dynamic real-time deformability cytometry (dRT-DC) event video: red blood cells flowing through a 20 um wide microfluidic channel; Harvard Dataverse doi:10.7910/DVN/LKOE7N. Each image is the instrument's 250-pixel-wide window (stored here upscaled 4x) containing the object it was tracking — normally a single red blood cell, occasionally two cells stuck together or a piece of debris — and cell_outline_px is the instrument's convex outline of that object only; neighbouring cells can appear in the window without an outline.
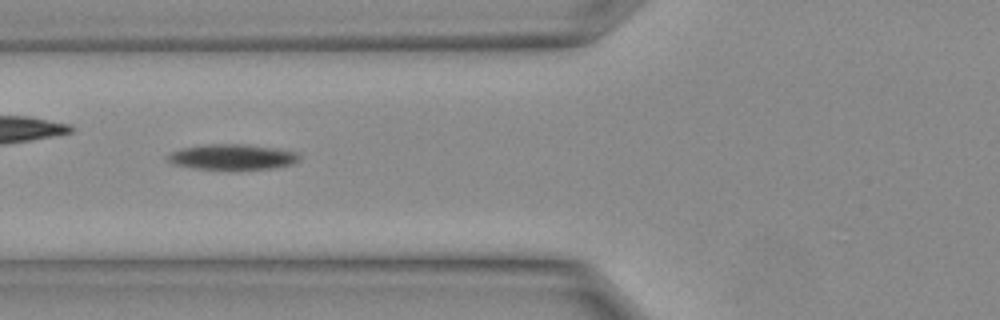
{"species": "Egyptian fruit bat (a non-hibernating species)", "species_latin": "Rousettus aegyptiacus", "temperature_condition": "warm", "stored_images_in_passage": 7, "camera_frame_rate_fps": 3000, "um_per_image_px": 0.085, "animal": {"sex": "female"}, "frame": {"image": 1, "passage_image": 4, "time_ms": 1.0, "image_size_px": [1000, 320], "cell_outline_px": [[300, 156], [292, 164], [276, 168], [240, 172], [232, 172], [196, 168], [176, 164], [168, 160], [168, 156], [172, 152], [180, 148], [204, 144], [240, 144], [272, 148], [296, 152]], "centroid_in_image_um": [19.75, 13.39], "position_along_channel_um": 106.0, "area_um2": 20.06}}